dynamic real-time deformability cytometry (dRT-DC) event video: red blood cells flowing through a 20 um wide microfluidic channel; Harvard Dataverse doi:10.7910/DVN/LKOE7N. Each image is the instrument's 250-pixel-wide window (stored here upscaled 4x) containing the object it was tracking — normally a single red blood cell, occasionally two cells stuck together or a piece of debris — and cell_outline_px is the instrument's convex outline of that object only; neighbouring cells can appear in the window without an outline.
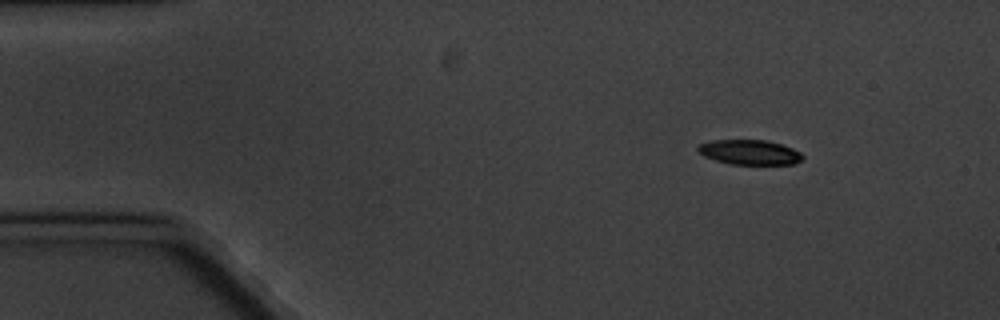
{"species": "common noctule bat (a hibernating species)", "species_latin": "Nyctalus noctula", "temperature_condition": "cold", "stored_images_in_passage": 4, "camera_frame_rate_fps": 3000, "um_per_image_px": 0.085, "animal": {"sex": "male", "body_mass_g": 20.1, "forearm_length_mm": 53.5}, "frame": {"image": 1, "passage_image": 1, "time_ms": 0.0, "image_size_px": [1000, 320], "cell_outline_px": [[804, 156], [796, 164], [728, 164], [704, 156], [696, 148], [700, 144], [712, 140], [764, 140], [780, 144], [792, 148], [800, 152]], "centroid_in_image_um": [63.72, 12.94], "position_along_channel_um": 21.3, "area_um2": 15.03}}
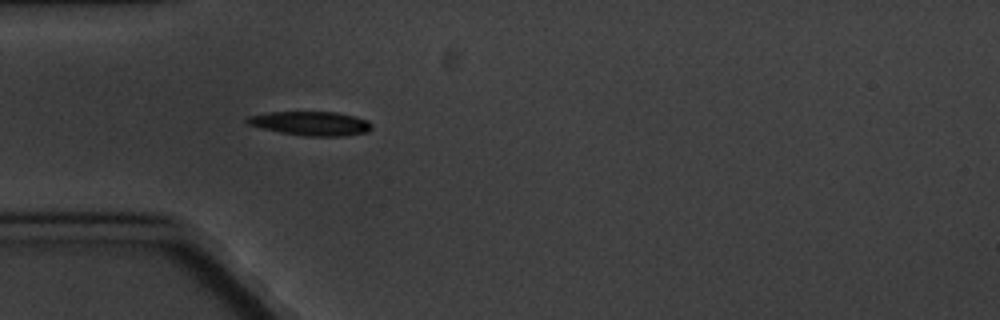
{"frame": {"image": 2, "passage_image": 4, "time_ms": 3.333, "image_size_px": [1000, 320], "cell_outline_px": [[372, 128], [368, 132], [344, 136], [304, 136], [280, 132], [248, 124], [244, 120], [248, 116], [268, 112], [336, 112], [356, 116], [368, 120], [372, 124]], "centroid_in_image_um": [26.46, 10.49], "position_along_channel_um": 58.5, "area_um2": 17.51}}